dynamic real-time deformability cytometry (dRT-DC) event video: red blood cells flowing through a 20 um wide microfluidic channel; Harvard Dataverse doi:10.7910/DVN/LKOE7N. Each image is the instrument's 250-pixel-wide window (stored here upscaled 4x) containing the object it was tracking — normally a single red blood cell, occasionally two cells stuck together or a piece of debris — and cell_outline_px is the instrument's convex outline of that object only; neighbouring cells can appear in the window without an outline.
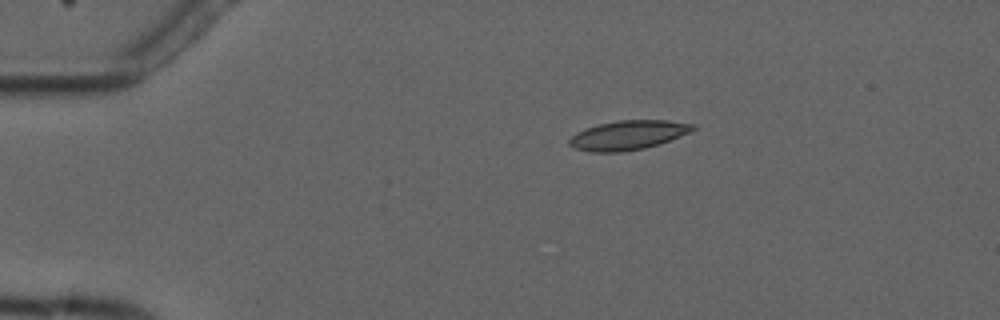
{"species": "common noctule bat (a hibernating species)", "species_latin": "Nyctalus noctula", "temperature_condition": "cold", "stored_images_in_passage": 10, "camera_frame_rate_fps": 3000, "um_per_image_px": 0.085, "animal": {"sex": "male", "forearm_length_mm": 52.5}, "frame": {"image": 1, "passage_image": 4, "time_ms": 3.333, "image_size_px": [1000, 320], "cell_outline_px": [[696, 128], [692, 132], [660, 144], [644, 148], [624, 152], [592, 152], [576, 148], [568, 144], [568, 140], [576, 132], [584, 128], [616, 120], [664, 120], [696, 124]], "centroid_in_image_um": [53.41, 11.48], "position_along_channel_um": 31.6, "area_um2": 21.27}}
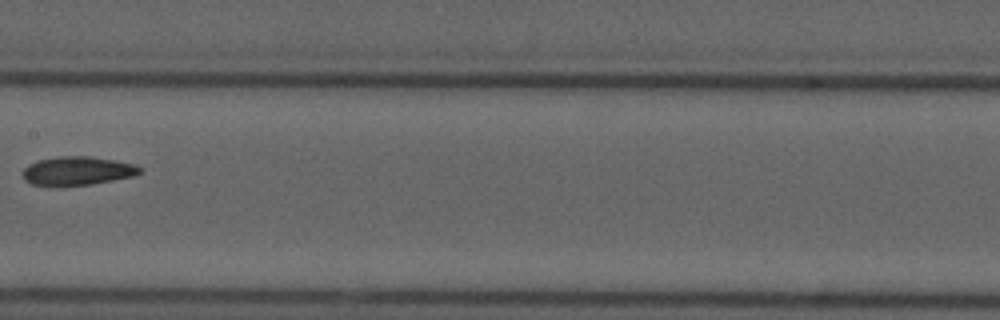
{"frame": {"image": 2, "passage_image": 9, "time_ms": 9.333, "image_size_px": [1000, 320], "cell_outline_px": [[140, 172], [132, 176], [112, 180], [88, 184], [32, 184], [24, 180], [24, 168], [28, 164], [36, 160], [60, 156], [92, 156], [136, 164], [140, 168]], "centroid_in_image_um": [6.58, 14.48], "position_along_channel_um": 200.8, "area_um2": 19.02}}
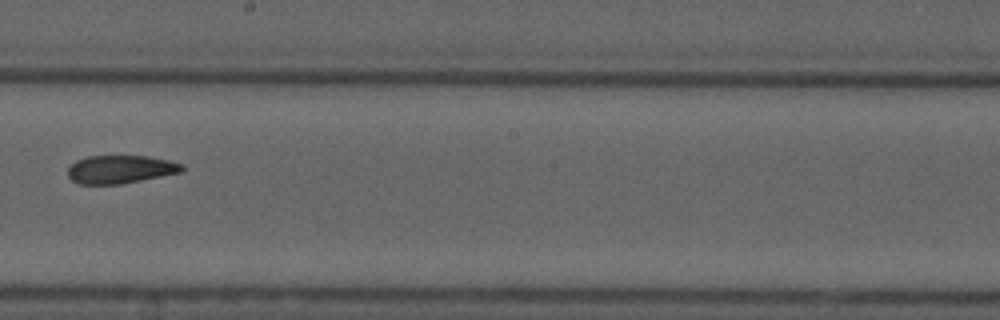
{"frame": {"image": 3, "passage_image": 10, "time_ms": 10.333, "image_size_px": [1000, 320], "cell_outline_px": [[184, 168], [180, 172], [120, 184], [80, 184], [72, 180], [68, 176], [68, 168], [76, 160], [88, 156], [148, 156], [168, 160], [184, 164]], "centroid_in_image_um": [10.22, 14.38], "position_along_channel_um": 238.0, "area_um2": 18.55}}